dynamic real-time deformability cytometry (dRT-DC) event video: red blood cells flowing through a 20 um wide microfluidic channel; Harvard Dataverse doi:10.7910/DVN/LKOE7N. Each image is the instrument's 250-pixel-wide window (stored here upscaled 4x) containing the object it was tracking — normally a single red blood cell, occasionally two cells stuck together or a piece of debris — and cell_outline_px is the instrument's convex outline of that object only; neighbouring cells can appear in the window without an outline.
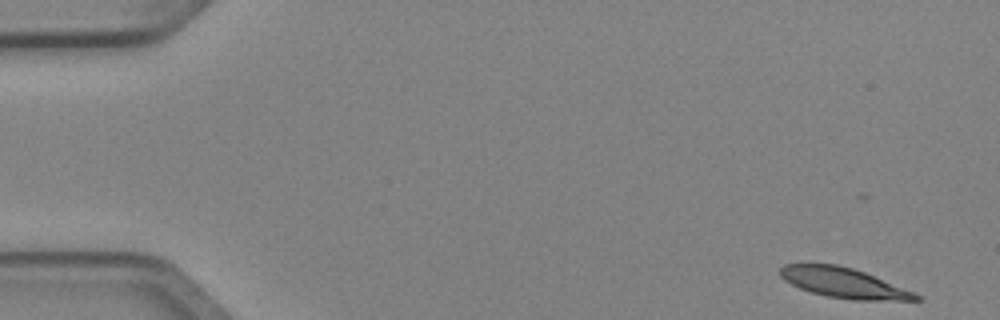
{"species": "Egyptian fruit bat (a non-hibernating species)", "species_latin": "Rousettus aegyptiacus", "temperature_condition": "cold", "stored_images_in_passage": 4, "camera_frame_rate_fps": 3000, "um_per_image_px": 0.085, "animal": {"sex": "female"}, "frame": {"image": 1, "passage_image": 1, "time_ms": 0.0, "image_size_px": [1000, 320], "cell_outline_px": [[924, 300], [856, 300], [828, 296], [812, 292], [800, 288], [784, 280], [780, 276], [780, 268], [784, 264], [836, 264], [852, 268], [864, 272], [912, 292], [920, 296]], "centroid_in_image_um": [71.67, 24.04], "position_along_channel_um": 13.3, "area_um2": 23.24}}
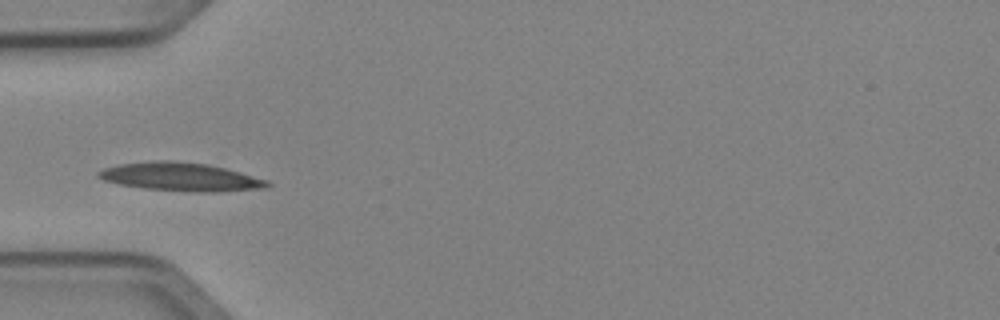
{"frame": {"image": 2, "passage_image": 4, "time_ms": 1.0, "image_size_px": [1000, 320], "cell_outline_px": [[272, 184], [268, 188], [220, 192], [192, 192], [144, 188], [120, 184], [104, 180], [96, 176], [96, 172], [104, 168], [120, 164], [156, 160], [172, 160], [208, 164], [240, 172], [268, 180]], "centroid_in_image_um": [15.39, 15.03], "position_along_channel_um": 69.6, "area_um2": 28.09}}